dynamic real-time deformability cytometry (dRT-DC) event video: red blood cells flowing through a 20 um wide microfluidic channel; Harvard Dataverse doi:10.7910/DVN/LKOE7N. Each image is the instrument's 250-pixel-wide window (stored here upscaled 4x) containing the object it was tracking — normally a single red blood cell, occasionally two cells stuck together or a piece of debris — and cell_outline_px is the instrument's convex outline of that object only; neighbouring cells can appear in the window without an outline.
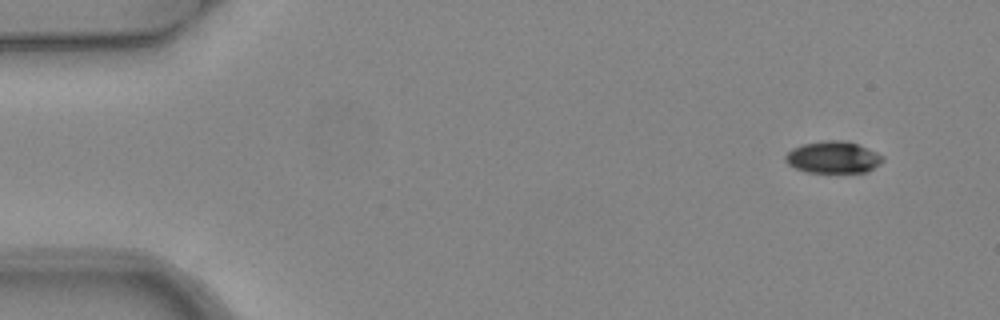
{"species": "common noctule bat (a hibernating species)", "species_latin": "Nyctalus noctula", "temperature_condition": "warm", "stored_images_in_passage": 5, "camera_frame_rate_fps": 3000, "um_per_image_px": 0.085, "animal": {"sex": "female", "body_mass_g": 24.6, "forearm_length_mm": 56.2}, "frame": {"image": 1, "passage_image": 1, "time_ms": 0.0, "image_size_px": [1000, 320], "cell_outline_px": [[884, 160], [880, 164], [868, 172], [804, 172], [788, 164], [784, 160], [784, 156], [792, 148], [804, 144], [824, 140], [848, 140], [876, 152], [884, 156]], "centroid_in_image_um": [70.82, 13.36], "position_along_channel_um": 14.2, "area_um2": 18.21}}
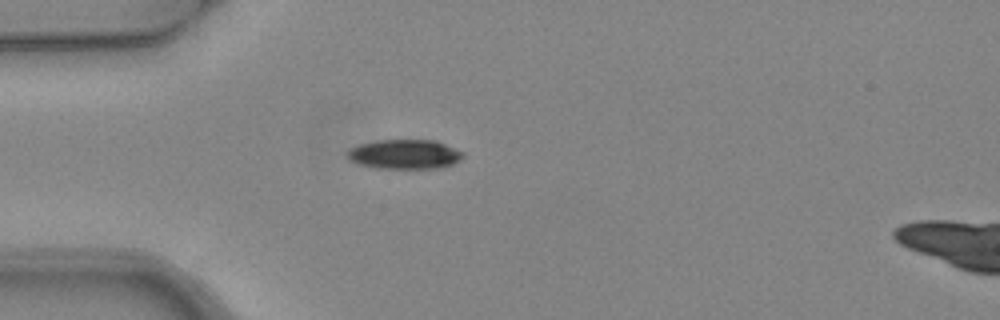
{"frame": {"image": 2, "passage_image": 4, "time_ms": 1.0, "image_size_px": [1000, 320], "cell_outline_px": [[464, 156], [460, 160], [452, 164], [440, 168], [376, 168], [360, 164], [352, 160], [348, 156], [348, 148], [360, 144], [376, 140], [436, 140], [464, 152]], "centroid_in_image_um": [34.42, 13.1], "position_along_channel_um": 50.6, "area_um2": 19.83}}